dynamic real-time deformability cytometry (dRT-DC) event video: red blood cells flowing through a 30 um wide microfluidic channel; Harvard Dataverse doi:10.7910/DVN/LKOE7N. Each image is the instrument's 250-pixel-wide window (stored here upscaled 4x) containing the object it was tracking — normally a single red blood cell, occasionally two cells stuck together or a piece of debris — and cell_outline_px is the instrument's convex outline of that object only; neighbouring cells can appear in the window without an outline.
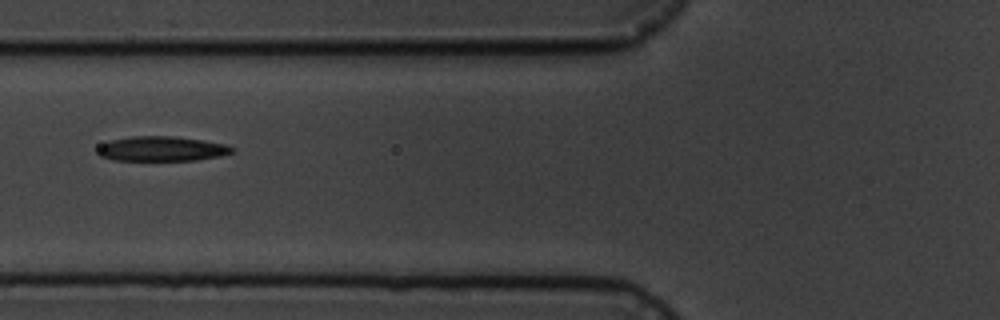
{"species": "common noctule bat (a hibernating species)", "species_latin": "Nyctalus noctula", "temperature_condition": "cold", "stored_images_in_passage": 10, "camera_frame_rate_fps": 3000, "um_per_image_px": 0.085, "animal": {"sex": "male", "body_mass_g": 19.5, "forearm_length_mm": 54.6}, "frame": {"image": 1, "passage_image": 7, "time_ms": 7.0, "image_size_px": [1000, 320], "cell_outline_px": [[236, 148], [232, 152], [220, 156], [196, 160], [112, 160], [100, 156], [96, 152], [100, 144], [108, 140], [132, 136], [172, 136], [228, 144]], "centroid_in_image_um": [13.72, 12.64], "position_along_channel_um": 112.1, "area_um2": 19.54}}
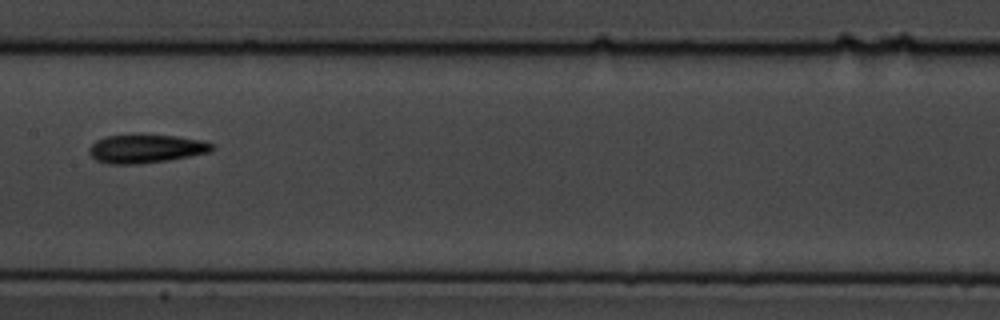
{"frame": {"image": 2, "passage_image": 9, "time_ms": 9.333, "image_size_px": [1000, 320], "cell_outline_px": [[216, 148], [208, 152], [168, 160], [136, 164], [108, 164], [96, 160], [88, 152], [88, 148], [96, 140], [104, 136], [176, 136], [204, 140], [212, 144]], "centroid_in_image_um": [12.39, 12.65], "position_along_channel_um": 195.0, "area_um2": 20.06}}
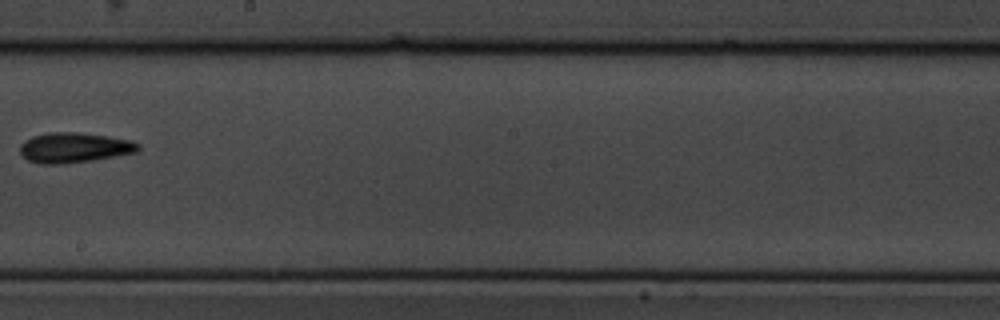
{"frame": {"image": 3, "passage_image": 10, "time_ms": 10.667, "image_size_px": [1000, 320], "cell_outline_px": [[140, 148], [136, 152], [88, 160], [56, 164], [40, 164], [28, 160], [20, 152], [20, 144], [24, 140], [32, 136], [48, 132], [76, 132], [132, 140], [140, 144]], "centroid_in_image_um": [6.26, 12.53], "position_along_channel_um": 241.9, "area_um2": 20.4}}